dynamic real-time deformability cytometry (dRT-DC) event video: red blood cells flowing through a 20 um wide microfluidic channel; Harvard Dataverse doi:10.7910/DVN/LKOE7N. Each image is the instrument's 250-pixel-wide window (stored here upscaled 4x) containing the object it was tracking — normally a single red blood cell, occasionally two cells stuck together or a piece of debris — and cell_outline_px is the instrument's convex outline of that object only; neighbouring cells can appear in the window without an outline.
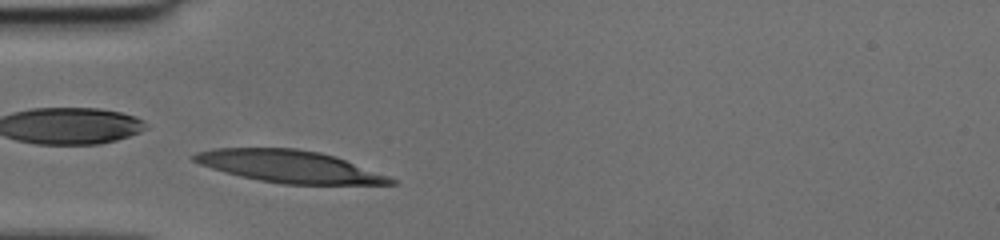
{"species": "human", "species_latin": "Homo sapiens", "temperature_condition": "cold", "stored_images_in_passage": 33, "camera_frame_rate_fps": 3000, "um_per_image_px": 0.085, "donor": {"sex": "female"}, "frame": {"image": 1, "passage_image": 1, "time_ms": 0.0, "image_size_px": [1000, 240], "cell_outline_px": [[400, 184], [284, 184], [260, 180], [240, 176], [224, 172], [200, 164], [192, 160], [188, 156], [196, 152], [212, 148], [296, 148], [320, 152], [336, 156], [400, 180]], "centroid_in_image_um": [24.62, 14.14], "position_along_channel_um": 60.4, "area_um2": 37.11}}
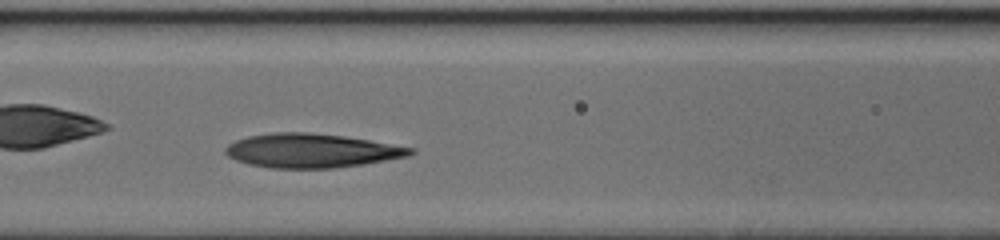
{"frame": {"image": 2, "passage_image": 7, "time_ms": 2.0, "image_size_px": [1000, 240], "cell_outline_px": [[416, 152], [408, 156], [364, 164], [332, 168], [268, 168], [248, 164], [236, 160], [228, 156], [224, 152], [224, 148], [228, 144], [236, 140], [248, 136], [276, 132], [304, 132], [344, 136], [416, 148]], "centroid_in_image_um": [26.46, 12.81], "position_along_channel_um": 140.1, "area_um2": 36.65}}
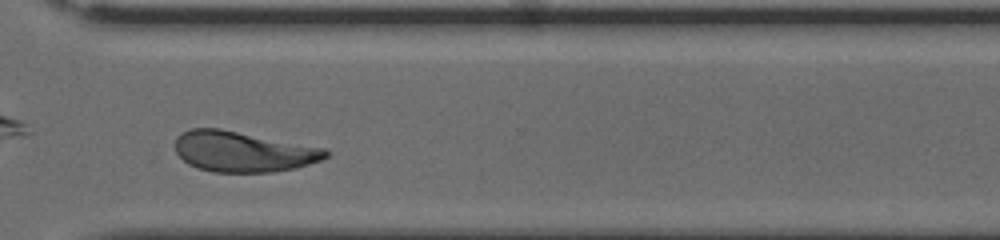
{"frame": {"image": 3, "passage_image": 22, "time_ms": 7.0, "image_size_px": [1000, 240], "cell_outline_px": [[328, 156], [320, 160], [296, 168], [272, 172], [212, 172], [196, 168], [188, 164], [176, 152], [176, 140], [184, 132], [192, 128], [220, 128], [324, 148], [328, 152]], "centroid_in_image_um": [20.65, 12.89], "position_along_channel_um": 349.9, "area_um2": 35.26}}